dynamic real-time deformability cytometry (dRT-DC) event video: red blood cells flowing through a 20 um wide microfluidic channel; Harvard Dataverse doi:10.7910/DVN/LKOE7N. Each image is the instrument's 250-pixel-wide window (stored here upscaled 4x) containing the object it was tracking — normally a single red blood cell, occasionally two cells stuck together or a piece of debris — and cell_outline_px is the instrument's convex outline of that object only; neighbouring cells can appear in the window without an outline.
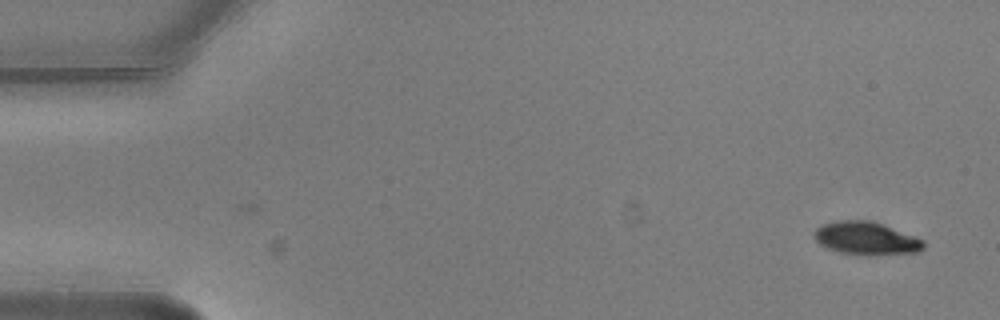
{"species": "common noctule bat (a hibernating species)", "species_latin": "Nyctalus noctula", "temperature_condition": "warm", "stored_images_in_passage": 4, "camera_frame_rate_fps": 3000, "um_per_image_px": 0.085, "animal": {"sex": "male", "body_mass_g": 20.5, "forearm_length_mm": 52.5}, "frame": {"image": 1, "passage_image": 1, "time_ms": 0.0, "image_size_px": [1000, 320], "cell_outline_px": [[924, 248], [916, 252], [868, 256], [840, 252], [828, 248], [820, 244], [816, 240], [816, 228], [824, 224], [836, 220], [872, 220], [884, 224], [916, 236], [924, 240]], "centroid_in_image_um": [73.67, 20.25], "position_along_channel_um": 11.3, "area_um2": 21.1}}
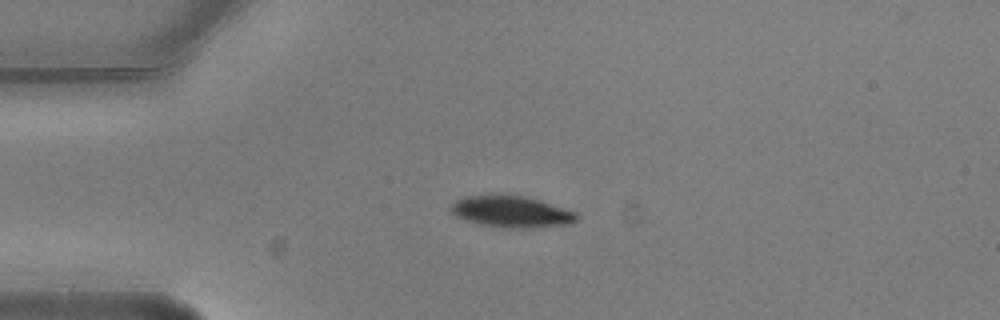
{"frame": {"image": 2, "passage_image": 3, "time_ms": 0.667, "image_size_px": [1000, 320], "cell_outline_px": [[580, 216], [576, 220], [568, 224], [532, 228], [504, 228], [480, 224], [464, 220], [456, 216], [448, 208], [456, 200], [464, 196], [524, 196], [540, 200], [576, 212]], "centroid_in_image_um": [43.47, 18.01], "position_along_channel_um": 41.5, "area_um2": 22.89}}